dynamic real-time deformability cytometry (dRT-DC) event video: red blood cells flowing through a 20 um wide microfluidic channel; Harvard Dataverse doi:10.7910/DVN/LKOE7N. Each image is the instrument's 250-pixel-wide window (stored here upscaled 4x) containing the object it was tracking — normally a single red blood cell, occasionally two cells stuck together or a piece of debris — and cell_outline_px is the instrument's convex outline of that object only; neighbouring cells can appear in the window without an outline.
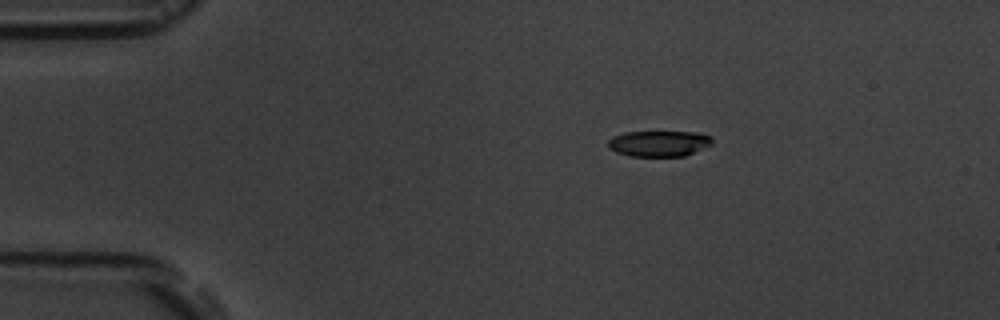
{"species": "common noctule bat (a hibernating species)", "species_latin": "Nyctalus noctula", "temperature_condition": "room temperature", "stored_images_in_passage": 3, "camera_frame_rate_fps": 3000, "um_per_image_px": 0.085, "animal": {"sex": "male", "body_mass_g": 19.5, "forearm_length_mm": 54.6}, "frame": {"image": 1, "passage_image": 1, "time_ms": 0.0, "image_size_px": [1000, 320], "cell_outline_px": [[712, 144], [684, 156], [632, 156], [616, 152], [608, 148], [608, 140], [612, 136], [624, 132], [696, 132], [712, 136]], "centroid_in_image_um": [55.99, 12.19], "position_along_channel_um": 29.0, "area_um2": 15.66}}